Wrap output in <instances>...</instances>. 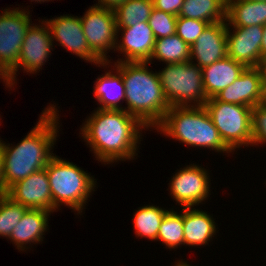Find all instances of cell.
Returning <instances> with one entry per match:
<instances>
[{
    "mask_svg": "<svg viewBox=\"0 0 266 266\" xmlns=\"http://www.w3.org/2000/svg\"><path fill=\"white\" fill-rule=\"evenodd\" d=\"M89 115L79 133L96 160L108 165L135 159L141 132L149 128L125 110L96 109Z\"/></svg>",
    "mask_w": 266,
    "mask_h": 266,
    "instance_id": "cell-1",
    "label": "cell"
},
{
    "mask_svg": "<svg viewBox=\"0 0 266 266\" xmlns=\"http://www.w3.org/2000/svg\"><path fill=\"white\" fill-rule=\"evenodd\" d=\"M39 116L38 123L11 146L0 138L3 155V179L6 190L30 174L45 168L55 155L52 149L59 137V108L49 103Z\"/></svg>",
    "mask_w": 266,
    "mask_h": 266,
    "instance_id": "cell-2",
    "label": "cell"
},
{
    "mask_svg": "<svg viewBox=\"0 0 266 266\" xmlns=\"http://www.w3.org/2000/svg\"><path fill=\"white\" fill-rule=\"evenodd\" d=\"M148 62H122L125 85L124 110L137 117L147 128L154 129L170 108L157 71Z\"/></svg>",
    "mask_w": 266,
    "mask_h": 266,
    "instance_id": "cell-3",
    "label": "cell"
},
{
    "mask_svg": "<svg viewBox=\"0 0 266 266\" xmlns=\"http://www.w3.org/2000/svg\"><path fill=\"white\" fill-rule=\"evenodd\" d=\"M155 129L188 147L207 148L226 155L232 153L204 106L170 107Z\"/></svg>",
    "mask_w": 266,
    "mask_h": 266,
    "instance_id": "cell-4",
    "label": "cell"
},
{
    "mask_svg": "<svg viewBox=\"0 0 266 266\" xmlns=\"http://www.w3.org/2000/svg\"><path fill=\"white\" fill-rule=\"evenodd\" d=\"M53 201V212L61 205L81 214L88 198L97 186V180L82 168L56 154L45 167Z\"/></svg>",
    "mask_w": 266,
    "mask_h": 266,
    "instance_id": "cell-5",
    "label": "cell"
},
{
    "mask_svg": "<svg viewBox=\"0 0 266 266\" xmlns=\"http://www.w3.org/2000/svg\"><path fill=\"white\" fill-rule=\"evenodd\" d=\"M170 107H201L208 100L202 68L190 61L166 66L157 72Z\"/></svg>",
    "mask_w": 266,
    "mask_h": 266,
    "instance_id": "cell-6",
    "label": "cell"
},
{
    "mask_svg": "<svg viewBox=\"0 0 266 266\" xmlns=\"http://www.w3.org/2000/svg\"><path fill=\"white\" fill-rule=\"evenodd\" d=\"M213 124L225 145L234 152L237 148L252 147V108L225 103L215 97L205 105Z\"/></svg>",
    "mask_w": 266,
    "mask_h": 266,
    "instance_id": "cell-7",
    "label": "cell"
},
{
    "mask_svg": "<svg viewBox=\"0 0 266 266\" xmlns=\"http://www.w3.org/2000/svg\"><path fill=\"white\" fill-rule=\"evenodd\" d=\"M19 8H5L0 12V79L3 83L17 67L22 43L32 24L30 11Z\"/></svg>",
    "mask_w": 266,
    "mask_h": 266,
    "instance_id": "cell-8",
    "label": "cell"
},
{
    "mask_svg": "<svg viewBox=\"0 0 266 266\" xmlns=\"http://www.w3.org/2000/svg\"><path fill=\"white\" fill-rule=\"evenodd\" d=\"M41 23V24H40ZM40 24V25H39ZM39 24H31L21 46L17 67L6 77L4 85L7 88H14L17 85L16 75L18 70L36 74L47 62L53 50V44L49 26L43 19Z\"/></svg>",
    "mask_w": 266,
    "mask_h": 266,
    "instance_id": "cell-9",
    "label": "cell"
},
{
    "mask_svg": "<svg viewBox=\"0 0 266 266\" xmlns=\"http://www.w3.org/2000/svg\"><path fill=\"white\" fill-rule=\"evenodd\" d=\"M80 19L91 52L101 62H110L107 53L115 51L117 40L115 12L92 5Z\"/></svg>",
    "mask_w": 266,
    "mask_h": 266,
    "instance_id": "cell-10",
    "label": "cell"
},
{
    "mask_svg": "<svg viewBox=\"0 0 266 266\" xmlns=\"http://www.w3.org/2000/svg\"><path fill=\"white\" fill-rule=\"evenodd\" d=\"M209 170L196 164L180 168L169 181L168 191L181 208L194 207L208 200L210 191Z\"/></svg>",
    "mask_w": 266,
    "mask_h": 266,
    "instance_id": "cell-11",
    "label": "cell"
},
{
    "mask_svg": "<svg viewBox=\"0 0 266 266\" xmlns=\"http://www.w3.org/2000/svg\"><path fill=\"white\" fill-rule=\"evenodd\" d=\"M45 22L49 26L52 40L59 42L58 45L64 47L71 54L80 57L85 62L98 65L97 67H103V69L109 68L110 63L113 62H101L90 50L87 45L86 37L83 32L81 19L78 16H72L69 14L61 15L60 17L45 19ZM109 65V66H108ZM108 66V67H107Z\"/></svg>",
    "mask_w": 266,
    "mask_h": 266,
    "instance_id": "cell-12",
    "label": "cell"
},
{
    "mask_svg": "<svg viewBox=\"0 0 266 266\" xmlns=\"http://www.w3.org/2000/svg\"><path fill=\"white\" fill-rule=\"evenodd\" d=\"M121 33V34H120ZM121 36H119V35ZM116 53L123 54L116 62H148L154 50L155 36L148 22L131 27H117ZM119 37L120 40H119Z\"/></svg>",
    "mask_w": 266,
    "mask_h": 266,
    "instance_id": "cell-13",
    "label": "cell"
},
{
    "mask_svg": "<svg viewBox=\"0 0 266 266\" xmlns=\"http://www.w3.org/2000/svg\"><path fill=\"white\" fill-rule=\"evenodd\" d=\"M13 202L28 209H43L53 212L49 179L45 168L13 184L6 194Z\"/></svg>",
    "mask_w": 266,
    "mask_h": 266,
    "instance_id": "cell-14",
    "label": "cell"
},
{
    "mask_svg": "<svg viewBox=\"0 0 266 266\" xmlns=\"http://www.w3.org/2000/svg\"><path fill=\"white\" fill-rule=\"evenodd\" d=\"M263 33L264 26L261 25L227 27V56L246 67H257L261 60Z\"/></svg>",
    "mask_w": 266,
    "mask_h": 266,
    "instance_id": "cell-15",
    "label": "cell"
},
{
    "mask_svg": "<svg viewBox=\"0 0 266 266\" xmlns=\"http://www.w3.org/2000/svg\"><path fill=\"white\" fill-rule=\"evenodd\" d=\"M226 56V21L208 24L198 39L190 46V62L197 64L200 68L211 65Z\"/></svg>",
    "mask_w": 266,
    "mask_h": 266,
    "instance_id": "cell-16",
    "label": "cell"
},
{
    "mask_svg": "<svg viewBox=\"0 0 266 266\" xmlns=\"http://www.w3.org/2000/svg\"><path fill=\"white\" fill-rule=\"evenodd\" d=\"M215 98L225 103L244 105L253 108L262 98L261 75L257 67H246L241 75Z\"/></svg>",
    "mask_w": 266,
    "mask_h": 266,
    "instance_id": "cell-17",
    "label": "cell"
},
{
    "mask_svg": "<svg viewBox=\"0 0 266 266\" xmlns=\"http://www.w3.org/2000/svg\"><path fill=\"white\" fill-rule=\"evenodd\" d=\"M51 213L53 212L43 209H28L13 228L8 239L11 240L19 251L25 252L30 248V245L42 243L43 235L49 230L48 219Z\"/></svg>",
    "mask_w": 266,
    "mask_h": 266,
    "instance_id": "cell-18",
    "label": "cell"
},
{
    "mask_svg": "<svg viewBox=\"0 0 266 266\" xmlns=\"http://www.w3.org/2000/svg\"><path fill=\"white\" fill-rule=\"evenodd\" d=\"M113 71L107 70L95 80L94 97L98 101L97 109L124 110L125 85L122 78V62H114Z\"/></svg>",
    "mask_w": 266,
    "mask_h": 266,
    "instance_id": "cell-19",
    "label": "cell"
},
{
    "mask_svg": "<svg viewBox=\"0 0 266 266\" xmlns=\"http://www.w3.org/2000/svg\"><path fill=\"white\" fill-rule=\"evenodd\" d=\"M215 219L210 213L195 207L183 208L184 245L206 246L218 233ZM217 232V233H216Z\"/></svg>",
    "mask_w": 266,
    "mask_h": 266,
    "instance_id": "cell-20",
    "label": "cell"
},
{
    "mask_svg": "<svg viewBox=\"0 0 266 266\" xmlns=\"http://www.w3.org/2000/svg\"><path fill=\"white\" fill-rule=\"evenodd\" d=\"M246 66L226 56L202 68L203 87L207 98L215 97L221 90L231 85Z\"/></svg>",
    "mask_w": 266,
    "mask_h": 266,
    "instance_id": "cell-21",
    "label": "cell"
},
{
    "mask_svg": "<svg viewBox=\"0 0 266 266\" xmlns=\"http://www.w3.org/2000/svg\"><path fill=\"white\" fill-rule=\"evenodd\" d=\"M227 27L266 24V1L226 0Z\"/></svg>",
    "mask_w": 266,
    "mask_h": 266,
    "instance_id": "cell-22",
    "label": "cell"
},
{
    "mask_svg": "<svg viewBox=\"0 0 266 266\" xmlns=\"http://www.w3.org/2000/svg\"><path fill=\"white\" fill-rule=\"evenodd\" d=\"M178 16L209 24L226 21V0H184Z\"/></svg>",
    "mask_w": 266,
    "mask_h": 266,
    "instance_id": "cell-23",
    "label": "cell"
},
{
    "mask_svg": "<svg viewBox=\"0 0 266 266\" xmlns=\"http://www.w3.org/2000/svg\"><path fill=\"white\" fill-rule=\"evenodd\" d=\"M152 60L162 61L164 64H175L190 61V46L177 34L155 40L154 50L148 63Z\"/></svg>",
    "mask_w": 266,
    "mask_h": 266,
    "instance_id": "cell-24",
    "label": "cell"
},
{
    "mask_svg": "<svg viewBox=\"0 0 266 266\" xmlns=\"http://www.w3.org/2000/svg\"><path fill=\"white\" fill-rule=\"evenodd\" d=\"M169 210L153 204L138 207V210L133 214L136 237L148 238L151 241L157 240L159 227Z\"/></svg>",
    "mask_w": 266,
    "mask_h": 266,
    "instance_id": "cell-25",
    "label": "cell"
},
{
    "mask_svg": "<svg viewBox=\"0 0 266 266\" xmlns=\"http://www.w3.org/2000/svg\"><path fill=\"white\" fill-rule=\"evenodd\" d=\"M181 209L178 213L172 208L165 214L157 234L156 241H161L170 250L184 245L183 208Z\"/></svg>",
    "mask_w": 266,
    "mask_h": 266,
    "instance_id": "cell-26",
    "label": "cell"
},
{
    "mask_svg": "<svg viewBox=\"0 0 266 266\" xmlns=\"http://www.w3.org/2000/svg\"><path fill=\"white\" fill-rule=\"evenodd\" d=\"M153 9V0H127L114 11L116 27H131L147 22Z\"/></svg>",
    "mask_w": 266,
    "mask_h": 266,
    "instance_id": "cell-27",
    "label": "cell"
},
{
    "mask_svg": "<svg viewBox=\"0 0 266 266\" xmlns=\"http://www.w3.org/2000/svg\"><path fill=\"white\" fill-rule=\"evenodd\" d=\"M27 207L13 202L7 195L0 197V236L8 239Z\"/></svg>",
    "mask_w": 266,
    "mask_h": 266,
    "instance_id": "cell-28",
    "label": "cell"
},
{
    "mask_svg": "<svg viewBox=\"0 0 266 266\" xmlns=\"http://www.w3.org/2000/svg\"><path fill=\"white\" fill-rule=\"evenodd\" d=\"M178 16L153 9L148 19L153 34L156 39L172 36L176 34V21Z\"/></svg>",
    "mask_w": 266,
    "mask_h": 266,
    "instance_id": "cell-29",
    "label": "cell"
},
{
    "mask_svg": "<svg viewBox=\"0 0 266 266\" xmlns=\"http://www.w3.org/2000/svg\"><path fill=\"white\" fill-rule=\"evenodd\" d=\"M209 23L198 19L178 16L176 21V34L191 46L202 34Z\"/></svg>",
    "mask_w": 266,
    "mask_h": 266,
    "instance_id": "cell-30",
    "label": "cell"
},
{
    "mask_svg": "<svg viewBox=\"0 0 266 266\" xmlns=\"http://www.w3.org/2000/svg\"><path fill=\"white\" fill-rule=\"evenodd\" d=\"M266 144V108L258 104L252 108V147Z\"/></svg>",
    "mask_w": 266,
    "mask_h": 266,
    "instance_id": "cell-31",
    "label": "cell"
},
{
    "mask_svg": "<svg viewBox=\"0 0 266 266\" xmlns=\"http://www.w3.org/2000/svg\"><path fill=\"white\" fill-rule=\"evenodd\" d=\"M184 0H153L154 8L178 16Z\"/></svg>",
    "mask_w": 266,
    "mask_h": 266,
    "instance_id": "cell-32",
    "label": "cell"
},
{
    "mask_svg": "<svg viewBox=\"0 0 266 266\" xmlns=\"http://www.w3.org/2000/svg\"><path fill=\"white\" fill-rule=\"evenodd\" d=\"M126 1L127 0H98V3L94 5L115 11L119 6H121Z\"/></svg>",
    "mask_w": 266,
    "mask_h": 266,
    "instance_id": "cell-33",
    "label": "cell"
},
{
    "mask_svg": "<svg viewBox=\"0 0 266 266\" xmlns=\"http://www.w3.org/2000/svg\"><path fill=\"white\" fill-rule=\"evenodd\" d=\"M7 194V190L5 188L4 179H3V155H2V147L0 144V197Z\"/></svg>",
    "mask_w": 266,
    "mask_h": 266,
    "instance_id": "cell-34",
    "label": "cell"
},
{
    "mask_svg": "<svg viewBox=\"0 0 266 266\" xmlns=\"http://www.w3.org/2000/svg\"><path fill=\"white\" fill-rule=\"evenodd\" d=\"M257 68L261 75L262 86H266V58L259 61Z\"/></svg>",
    "mask_w": 266,
    "mask_h": 266,
    "instance_id": "cell-35",
    "label": "cell"
},
{
    "mask_svg": "<svg viewBox=\"0 0 266 266\" xmlns=\"http://www.w3.org/2000/svg\"><path fill=\"white\" fill-rule=\"evenodd\" d=\"M266 58V24L264 25L263 39L261 42V59Z\"/></svg>",
    "mask_w": 266,
    "mask_h": 266,
    "instance_id": "cell-36",
    "label": "cell"
},
{
    "mask_svg": "<svg viewBox=\"0 0 266 266\" xmlns=\"http://www.w3.org/2000/svg\"><path fill=\"white\" fill-rule=\"evenodd\" d=\"M260 105L266 108V86H262V98Z\"/></svg>",
    "mask_w": 266,
    "mask_h": 266,
    "instance_id": "cell-37",
    "label": "cell"
},
{
    "mask_svg": "<svg viewBox=\"0 0 266 266\" xmlns=\"http://www.w3.org/2000/svg\"><path fill=\"white\" fill-rule=\"evenodd\" d=\"M174 266H192V265L188 264L187 261H183V260L181 259V261H180V260H177V262L175 261Z\"/></svg>",
    "mask_w": 266,
    "mask_h": 266,
    "instance_id": "cell-38",
    "label": "cell"
},
{
    "mask_svg": "<svg viewBox=\"0 0 266 266\" xmlns=\"http://www.w3.org/2000/svg\"><path fill=\"white\" fill-rule=\"evenodd\" d=\"M31 1V3H32V1L34 2H37V3H42V2H49L50 0H30ZM52 1V0H51Z\"/></svg>",
    "mask_w": 266,
    "mask_h": 266,
    "instance_id": "cell-39",
    "label": "cell"
},
{
    "mask_svg": "<svg viewBox=\"0 0 266 266\" xmlns=\"http://www.w3.org/2000/svg\"><path fill=\"white\" fill-rule=\"evenodd\" d=\"M250 1H266V0H250Z\"/></svg>",
    "mask_w": 266,
    "mask_h": 266,
    "instance_id": "cell-40",
    "label": "cell"
}]
</instances>
